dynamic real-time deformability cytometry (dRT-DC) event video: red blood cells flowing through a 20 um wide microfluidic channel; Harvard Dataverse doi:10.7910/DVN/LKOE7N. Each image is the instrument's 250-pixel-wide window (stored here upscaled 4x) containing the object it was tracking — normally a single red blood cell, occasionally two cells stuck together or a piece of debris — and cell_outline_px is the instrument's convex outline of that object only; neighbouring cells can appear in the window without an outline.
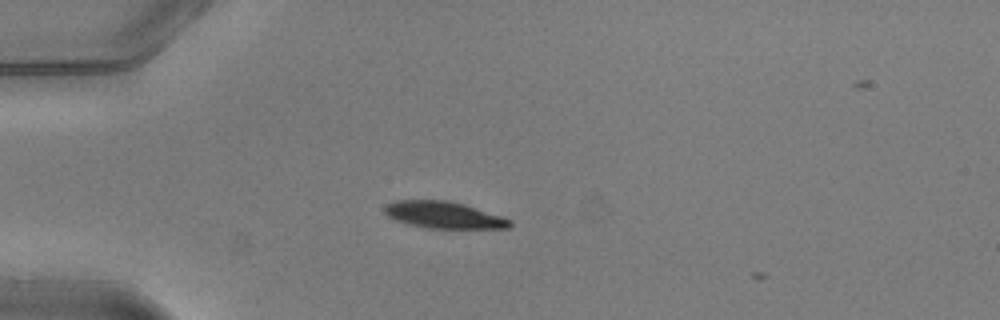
{"species": "common noctule bat (a hibernating species)", "species_latin": "Nyctalus noctula", "temperature_condition": "warm", "stored_images_in_passage": 6, "camera_frame_rate_fps": 3000, "um_per_image_px": 0.085, "animal": {"sex": "male", "body_mass_g": 20.5, "forearm_length_mm": 52.5}, "frame": {"image": 1, "passage_image": 3, "time_ms": 0.667, "image_size_px": [1000, 320], "cell_outline_px": [[512, 224], [508, 228], [428, 228], [408, 224], [396, 220], [388, 216], [384, 212], [384, 208], [388, 204], [396, 200], [448, 200], [464, 204], [512, 220]], "centroid_in_image_um": [37.7, 18.27], "position_along_channel_um": 47.3, "area_um2": 19.36}}